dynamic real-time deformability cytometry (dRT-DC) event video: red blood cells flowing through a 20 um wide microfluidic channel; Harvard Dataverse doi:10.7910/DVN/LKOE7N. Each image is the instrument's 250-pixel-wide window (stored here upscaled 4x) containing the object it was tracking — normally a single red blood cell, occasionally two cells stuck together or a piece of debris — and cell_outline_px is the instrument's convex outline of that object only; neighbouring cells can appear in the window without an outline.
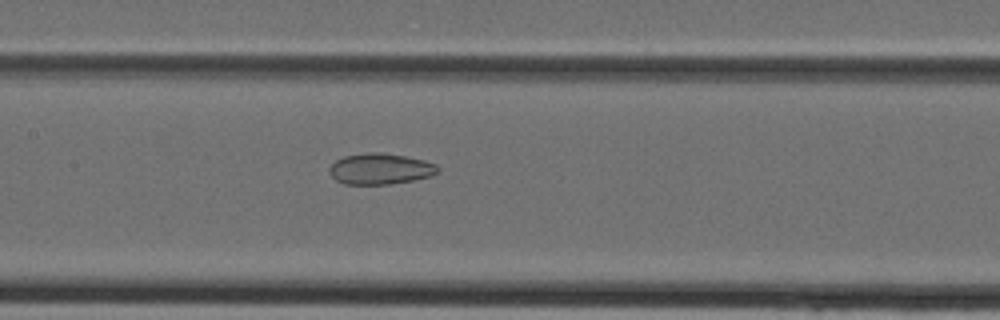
{"species": "Egyptian fruit bat (a non-hibernating species)", "species_latin": "Rousettus aegyptiacus", "temperature_condition": "cold", "stored_images_in_passage": 30, "camera_frame_rate_fps": 3000, "um_per_image_px": 0.085, "animal": {"sex": "female"}, "frame": {"image": 1, "passage_image": 13, "time_ms": 4.0, "image_size_px": [1000, 320], "cell_outline_px": [[440, 172], [432, 176], [412, 180], [388, 184], [344, 184], [336, 180], [328, 172], [328, 168], [336, 160], [344, 156], [368, 152], [380, 152], [404, 156], [424, 160], [436, 164], [440, 168]], "centroid_in_image_um": [32.33, 14.35], "position_along_channel_um": 175.1, "area_um2": 19.65}}
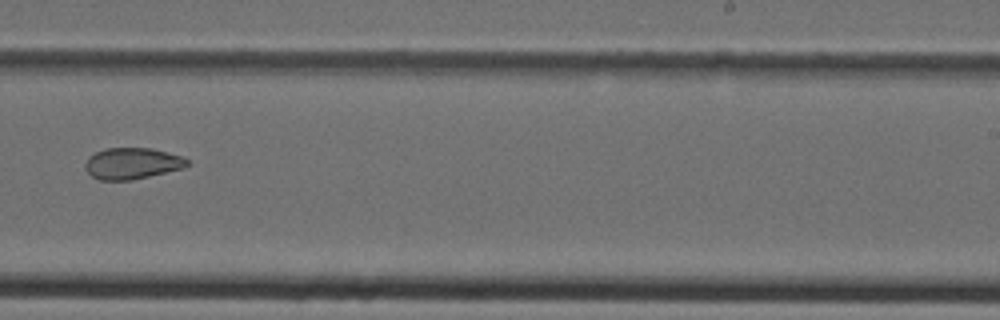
{"frame": {"image": 2, "passage_image": 19, "time_ms": 6.0, "image_size_px": [1000, 320], "cell_outline_px": [[188, 164], [184, 168], [132, 180], [100, 180], [92, 176], [84, 168], [84, 164], [88, 156], [104, 148], [152, 148], [184, 156], [188, 160]], "centroid_in_image_um": [11.23, 13.88], "position_along_channel_um": 277.8, "area_um2": 18.79}}
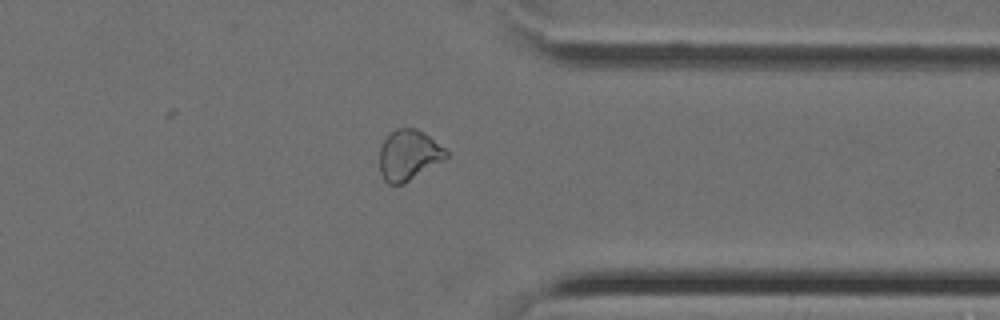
{"frame": {"image": 3, "passage_image": 25, "time_ms": 8.0, "image_size_px": [1000, 320], "cell_outline_px": [[448, 156], [404, 184], [388, 184], [384, 180], [380, 172], [380, 148], [384, 140], [396, 128], [416, 128], [424, 132], [444, 148], [448, 152]], "centroid_in_image_um": [34.71, 13.18], "position_along_channel_um": 376.7, "area_um2": 19.31}}